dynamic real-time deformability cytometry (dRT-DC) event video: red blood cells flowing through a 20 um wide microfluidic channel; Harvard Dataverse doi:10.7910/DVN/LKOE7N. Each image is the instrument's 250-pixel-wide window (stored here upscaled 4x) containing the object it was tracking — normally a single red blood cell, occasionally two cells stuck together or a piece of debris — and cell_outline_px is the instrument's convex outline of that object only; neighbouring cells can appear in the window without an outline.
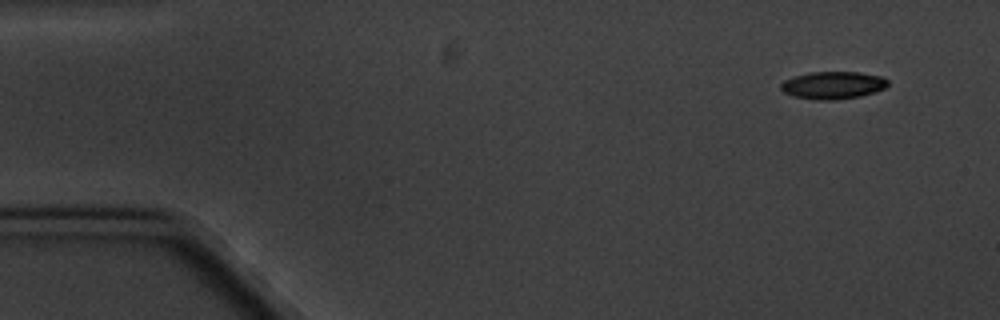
{"species": "common noctule bat (a hibernating species)", "species_latin": "Nyctalus noctula", "temperature_condition": "cold", "stored_images_in_passage": 4, "camera_frame_rate_fps": 3000, "um_per_image_px": 0.085, "animal": {"sex": "male", "body_mass_g": 20.1, "forearm_length_mm": 53.5}, "frame": {"image": 1, "passage_image": 1, "time_ms": 0.0, "image_size_px": [1000, 320], "cell_outline_px": [[888, 84], [884, 88], [860, 96], [836, 100], [816, 100], [792, 96], [784, 92], [780, 88], [780, 84], [784, 80], [808, 72], [860, 72], [880, 76], [888, 80]], "centroid_in_image_um": [70.77, 7.24], "position_along_channel_um": 14.2, "area_um2": 17.11}}